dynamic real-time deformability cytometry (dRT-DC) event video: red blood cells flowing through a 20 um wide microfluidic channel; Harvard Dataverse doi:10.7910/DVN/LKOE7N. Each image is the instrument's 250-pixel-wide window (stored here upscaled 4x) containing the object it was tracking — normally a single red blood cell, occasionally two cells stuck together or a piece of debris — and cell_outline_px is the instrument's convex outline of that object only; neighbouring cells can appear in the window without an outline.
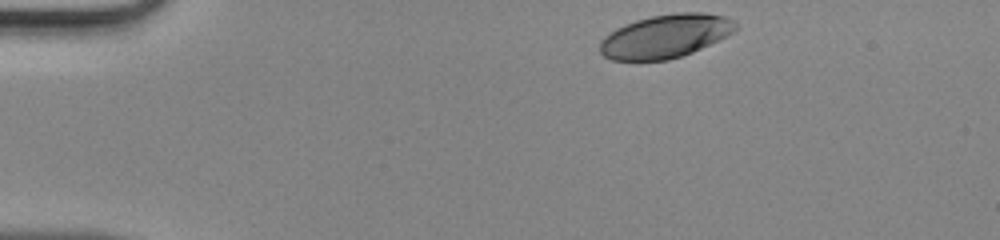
{"species": "human", "species_latin": "Homo sapiens", "temperature_condition": "room temperature", "stored_images_in_passage": 41, "camera_frame_rate_fps": 3000, "um_per_image_px": 0.085, "donor": {"sex": "male"}, "frame": {"image": 1, "passage_image": 1, "time_ms": 0.0, "image_size_px": [1000, 240], "cell_outline_px": [[736, 28], [732, 32], [720, 40], [692, 52], [668, 60], [612, 60], [604, 56], [600, 52], [600, 40], [604, 36], [616, 28], [624, 24], [636, 20], [652, 16], [676, 12], [704, 12], [724, 16], [732, 20], [736, 24]], "centroid_in_image_um": [56.54, 3.07], "position_along_channel_um": 28.5, "area_um2": 34.28}}
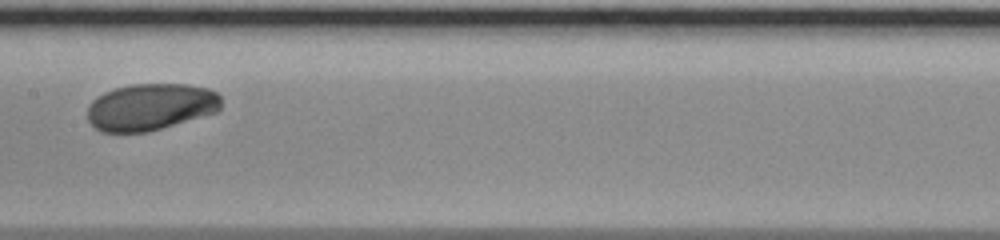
{"frame": {"image": 2, "passage_image": 18, "time_ms": 5.667, "image_size_px": [1000, 240], "cell_outline_px": [[220, 108], [216, 112], [148, 132], [100, 132], [88, 120], [88, 104], [92, 100], [104, 92], [116, 88], [132, 84], [188, 84], [208, 88], [216, 92], [220, 96]], "centroid_in_image_um": [12.78, 9.08], "position_along_channel_um": 194.6, "area_um2": 36.47}}
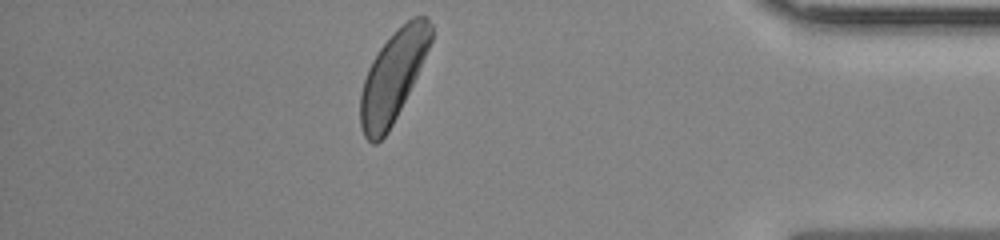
{"frame": {"image": 3, "passage_image": 35, "time_ms": 11.333, "image_size_px": [1000, 240], "cell_outline_px": [[432, 40], [416, 76], [388, 132], [376, 144], [372, 144], [364, 136], [360, 124], [360, 92], [368, 68], [372, 60], [380, 48], [412, 16], [428, 16], [432, 24]], "centroid_in_image_um": [33.39, 6.51], "position_along_channel_um": 401.8, "area_um2": 36.3}}